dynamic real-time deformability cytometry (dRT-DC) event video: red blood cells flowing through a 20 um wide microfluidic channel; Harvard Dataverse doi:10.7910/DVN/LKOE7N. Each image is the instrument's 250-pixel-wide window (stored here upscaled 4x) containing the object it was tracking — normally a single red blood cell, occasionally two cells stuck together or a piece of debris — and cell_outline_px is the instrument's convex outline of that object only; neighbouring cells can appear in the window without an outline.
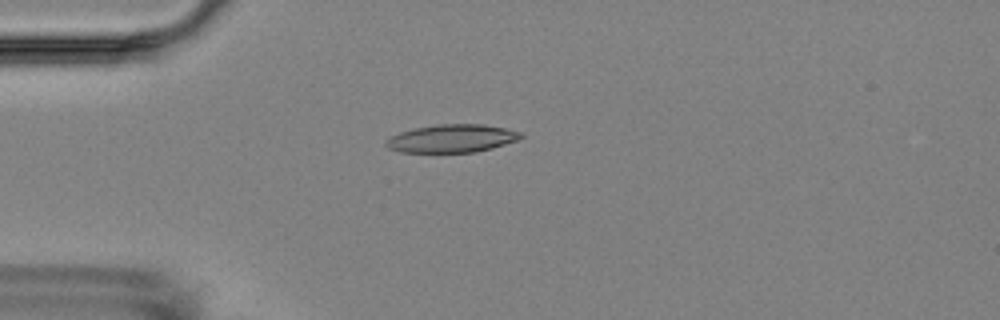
{"species": "Egyptian fruit bat (a non-hibernating species)", "species_latin": "Rousettus aegyptiacus", "temperature_condition": "room temperature", "stored_images_in_passage": 6, "camera_frame_rate_fps": 3000, "um_per_image_px": 0.085, "animal": {"sex": "female"}, "frame": {"image": 1, "passage_image": 4, "time_ms": 3.333, "image_size_px": [1000, 320], "cell_outline_px": [[524, 136], [516, 140], [492, 148], [476, 152], [400, 152], [388, 148], [384, 144], [384, 140], [400, 132], [416, 128], [436, 124], [484, 124], [504, 128], [520, 132]], "centroid_in_image_um": [38.38, 11.77], "position_along_channel_um": 46.6, "area_um2": 21.91}}